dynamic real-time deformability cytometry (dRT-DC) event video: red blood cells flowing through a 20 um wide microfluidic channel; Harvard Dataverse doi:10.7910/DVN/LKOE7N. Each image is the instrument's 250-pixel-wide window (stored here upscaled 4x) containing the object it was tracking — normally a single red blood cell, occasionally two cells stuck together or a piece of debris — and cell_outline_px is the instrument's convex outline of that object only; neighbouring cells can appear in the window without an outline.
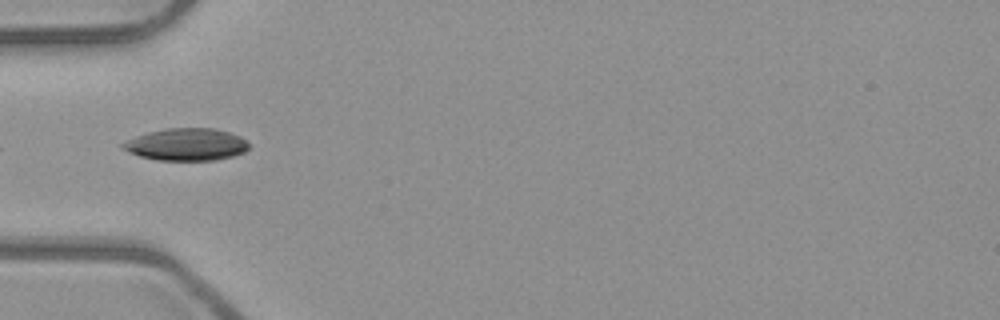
{"species": "common noctule bat (a hibernating species)", "species_latin": "Nyctalus noctula", "temperature_condition": "room temperature", "stored_images_in_passage": 5, "camera_frame_rate_fps": 3000, "um_per_image_px": 0.085, "animal": {"sex": "male", "body_mass_g": 23.1, "forearm_length_mm": 52.7}, "frame": {"image": 1, "passage_image": 4, "time_ms": 1.0, "image_size_px": [1000, 320], "cell_outline_px": [[252, 144], [244, 152], [232, 156], [216, 160], [156, 160], [140, 156], [128, 152], [120, 148], [120, 144], [136, 136], [148, 132], [164, 128], [212, 128], [228, 132], [240, 136], [248, 140]], "centroid_in_image_um": [15.85, 12.28], "position_along_channel_um": 69.1, "area_um2": 23.87}}
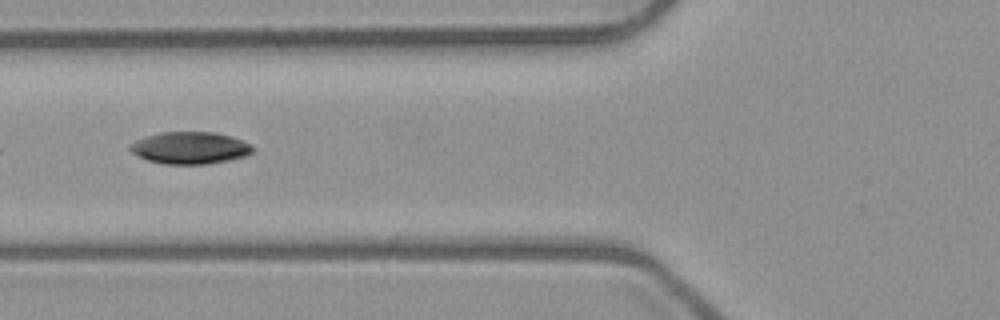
{"frame": {"image": 2, "passage_image": 5, "time_ms": 1.333, "image_size_px": [1000, 320], "cell_outline_px": [[256, 148], [248, 156], [208, 164], [164, 164], [148, 160], [132, 152], [128, 148], [136, 140], [160, 132], [216, 132], [232, 136]], "centroid_in_image_um": [16.19, 12.57], "position_along_channel_um": 109.6, "area_um2": 22.83}}